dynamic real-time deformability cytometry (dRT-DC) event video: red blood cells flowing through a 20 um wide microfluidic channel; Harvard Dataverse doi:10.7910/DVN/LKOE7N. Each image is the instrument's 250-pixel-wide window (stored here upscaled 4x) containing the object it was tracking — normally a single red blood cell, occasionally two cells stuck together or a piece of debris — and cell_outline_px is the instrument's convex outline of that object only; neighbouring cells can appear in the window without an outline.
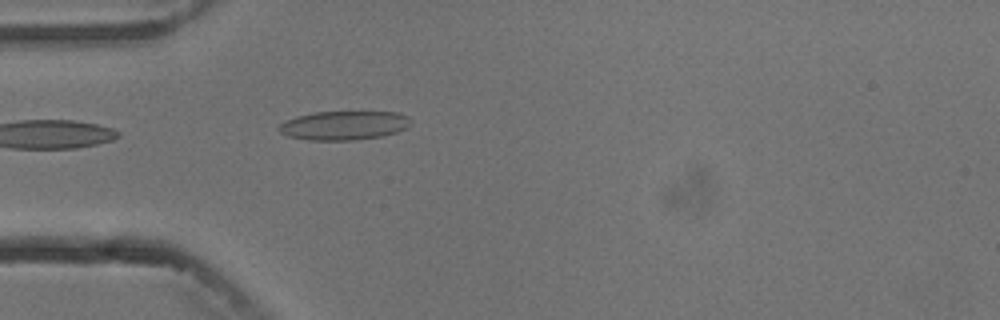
{"species": "common noctule bat (a hibernating species)", "species_latin": "Nyctalus noctula", "temperature_condition": "cold", "stored_images_in_passage": 2, "camera_frame_rate_fps": 3000, "um_per_image_px": 0.085, "animal": {"sex": "male", "body_mass_g": 13.3}, "frame": {"image": 1, "passage_image": 2, "time_ms": 1.333, "image_size_px": [1000, 320], "cell_outline_px": [[412, 120], [404, 128], [396, 132], [384, 136], [352, 140], [308, 140], [288, 136], [280, 132], [276, 128], [280, 124], [296, 116], [312, 112], [400, 112], [408, 116]], "centroid_in_image_um": [29.22, 10.66], "position_along_channel_um": 55.8, "area_um2": 22.25}}